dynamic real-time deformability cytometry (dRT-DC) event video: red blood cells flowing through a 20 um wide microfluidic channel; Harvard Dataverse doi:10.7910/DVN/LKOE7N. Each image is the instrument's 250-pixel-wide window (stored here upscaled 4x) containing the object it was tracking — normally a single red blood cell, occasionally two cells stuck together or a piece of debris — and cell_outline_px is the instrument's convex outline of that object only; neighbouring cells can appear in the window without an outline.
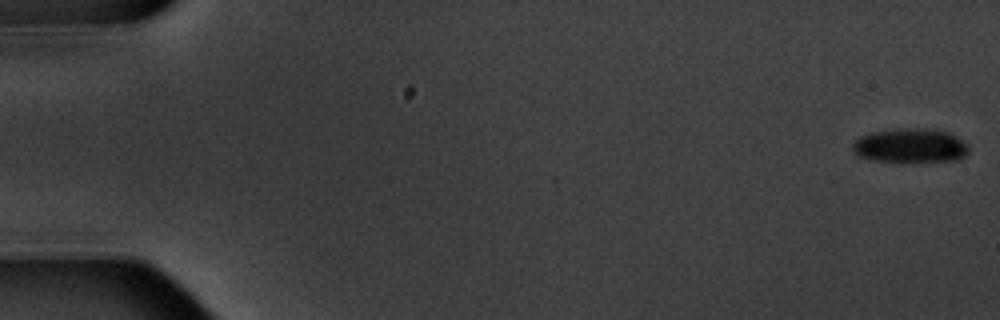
{"species": "common noctule bat (a hibernating species)", "species_latin": "Nyctalus noctula", "temperature_condition": "warm", "stored_images_in_passage": 5, "camera_frame_rate_fps": 3000, "um_per_image_px": 0.085, "animal": {"sex": "male", "body_mass_g": 20.1, "forearm_length_mm": 53.5}, "frame": {"image": 1, "passage_image": 1, "time_ms": 0.0, "image_size_px": [1000, 320], "cell_outline_px": [[968, 152], [960, 160], [868, 160], [860, 156], [852, 148], [852, 144], [860, 136], [872, 132], [896, 128], [936, 128], [948, 132], [956, 136], [968, 144]], "centroid_in_image_um": [77.4, 12.34], "position_along_channel_um": 7.6, "area_um2": 22.89}}
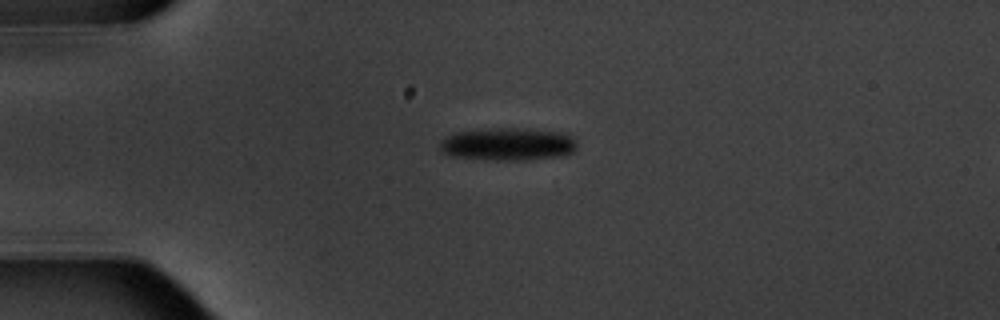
{"frame": {"image": 2, "passage_image": 5, "time_ms": 4.667, "image_size_px": [1000, 320], "cell_outline_px": [[576, 148], [572, 152], [564, 156], [524, 160], [492, 160], [452, 156], [444, 152], [440, 148], [440, 140], [456, 132], [488, 128], [516, 128], [564, 132], [572, 136], [576, 144]], "centroid_in_image_um": [43.19, 12.25], "position_along_channel_um": 41.8, "area_um2": 26.24}}